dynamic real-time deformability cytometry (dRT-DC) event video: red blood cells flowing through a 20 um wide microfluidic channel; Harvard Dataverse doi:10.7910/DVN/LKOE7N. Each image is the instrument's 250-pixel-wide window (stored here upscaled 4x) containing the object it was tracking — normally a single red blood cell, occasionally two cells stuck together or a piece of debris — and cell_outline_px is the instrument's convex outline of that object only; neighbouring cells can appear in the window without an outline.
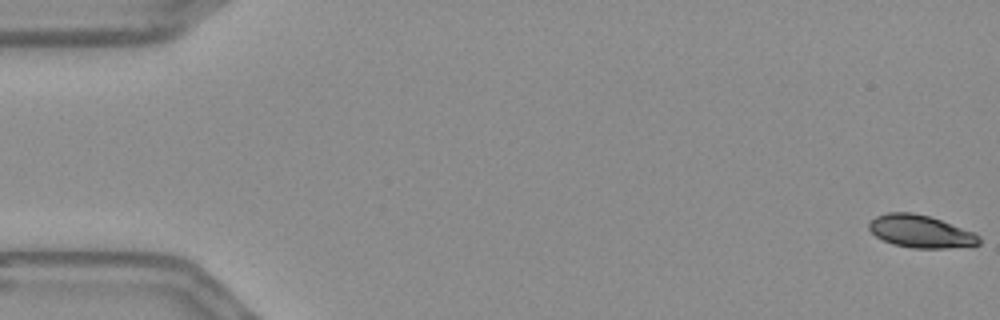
{"species": "Egyptian fruit bat (a non-hibernating species)", "species_latin": "Rousettus aegyptiacus", "temperature_condition": "warm", "stored_images_in_passage": 56, "camera_frame_rate_fps": 3000, "um_per_image_px": 0.085, "frame": {"image": 1, "passage_image": 1, "time_ms": 0.0, "image_size_px": [1000, 320], "cell_outline_px": [[980, 244], [948, 248], [912, 248], [892, 244], [876, 236], [868, 228], [868, 224], [876, 216], [888, 212], [912, 212], [928, 216], [976, 232], [980, 236]], "centroid_in_image_um": [78.26, 19.67], "position_along_channel_um": 6.7, "area_um2": 20.87}}
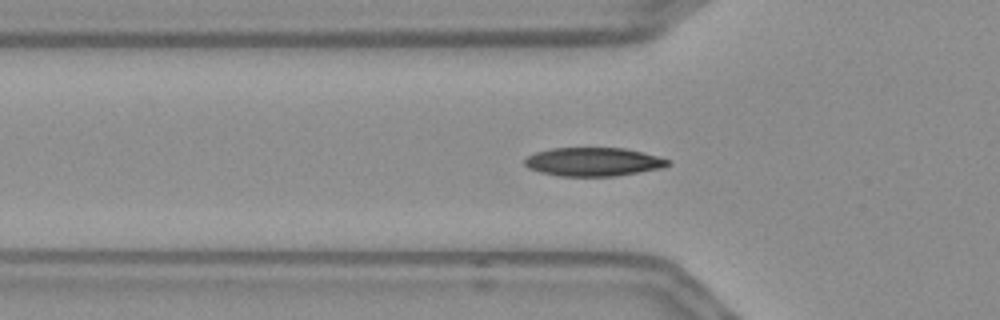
{"frame": {"image": 2, "passage_image": 19, "time_ms": 6.0, "image_size_px": [1000, 320], "cell_outline_px": [[672, 164], [664, 168], [616, 176], [560, 176], [540, 172], [528, 168], [524, 164], [524, 160], [528, 156], [536, 152], [548, 148], [624, 148], [644, 152], [668, 160]], "centroid_in_image_um": [50.44, 13.75], "position_along_channel_um": 75.4, "area_um2": 23.99}}
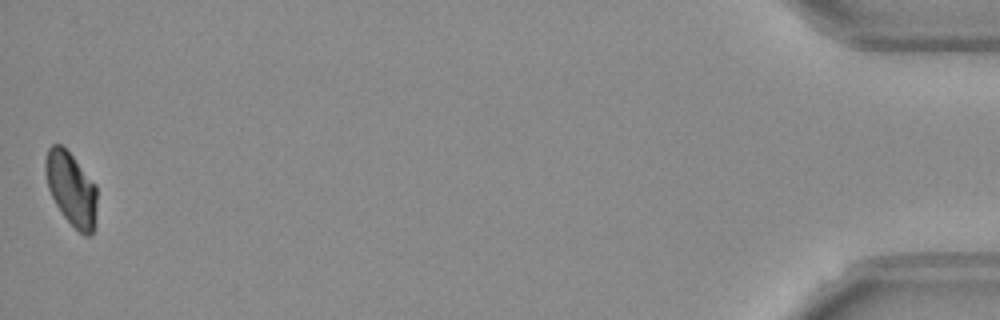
{"frame": {"image": 3, "passage_image": 56, "time_ms": 18.333, "image_size_px": [1000, 320], "cell_outline_px": [[96, 208], [92, 236], [84, 236], [64, 216], [56, 204], [48, 188], [44, 172], [44, 160], [48, 148], [52, 144], [60, 144], [72, 156], [96, 184]], "centroid_in_image_um": [6.04, 16.03], "position_along_channel_um": 429.2, "area_um2": 21.91}, "authors_computed_cell_mechanics": {"area_um2": 23.0622, "velocity_mm_per_s": 3.6403, "shape_relaxation_time_tau1_ms": 3.5189, "shape_relaxation_time_tau2_ms": 3.6751, "deformation_change_tau1": 0.1241, "deformation_change_tau2": 0.069}}